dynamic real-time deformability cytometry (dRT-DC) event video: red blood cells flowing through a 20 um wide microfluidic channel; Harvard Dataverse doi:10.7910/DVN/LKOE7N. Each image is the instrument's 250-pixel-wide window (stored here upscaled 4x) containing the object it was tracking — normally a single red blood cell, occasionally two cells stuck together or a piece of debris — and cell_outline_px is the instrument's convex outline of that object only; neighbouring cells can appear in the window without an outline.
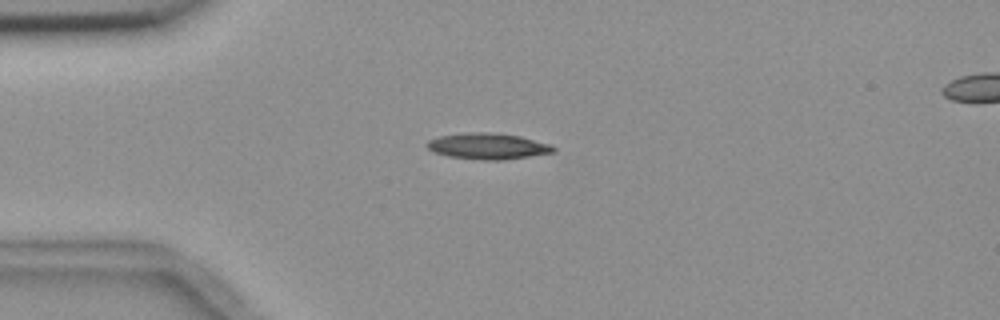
{"species": "common noctule bat (a hibernating species)", "species_latin": "Nyctalus noctula", "temperature_condition": "room temperature", "stored_images_in_passage": 9, "camera_frame_rate_fps": 3000, "um_per_image_px": 0.085, "animal": {"sex": "female", "body_mass_g": 18.4}, "frame": {"image": 1, "passage_image": 2, "time_ms": 1.333, "image_size_px": [1000, 320], "cell_outline_px": [[556, 152], [504, 160], [480, 160], [448, 156], [432, 152], [424, 144], [428, 140], [440, 136], [468, 132], [488, 132], [520, 136], [552, 144], [556, 148]], "centroid_in_image_um": [41.47, 12.43], "position_along_channel_um": 43.5, "area_um2": 19.42}}
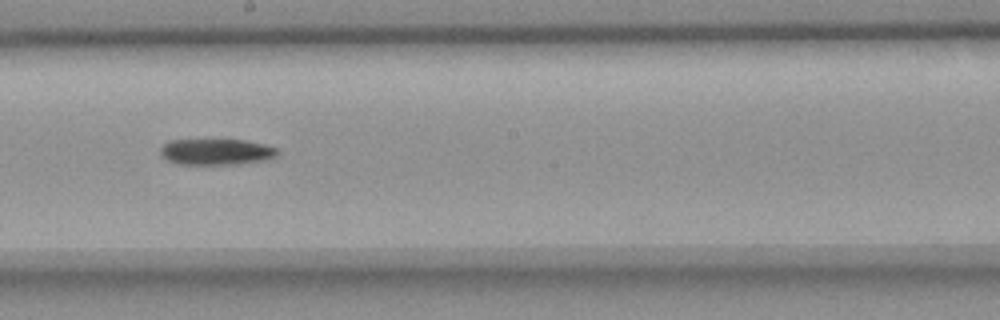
{"frame": {"image": 2, "passage_image": 7, "time_ms": 7.0, "image_size_px": [1000, 320], "cell_outline_px": [[280, 152], [276, 156], [268, 160], [236, 164], [176, 164], [160, 156], [160, 148], [168, 140], [244, 140], [264, 144], [276, 148]], "centroid_in_image_um": [18.38, 12.91], "position_along_channel_um": 229.8, "area_um2": 17.92}}
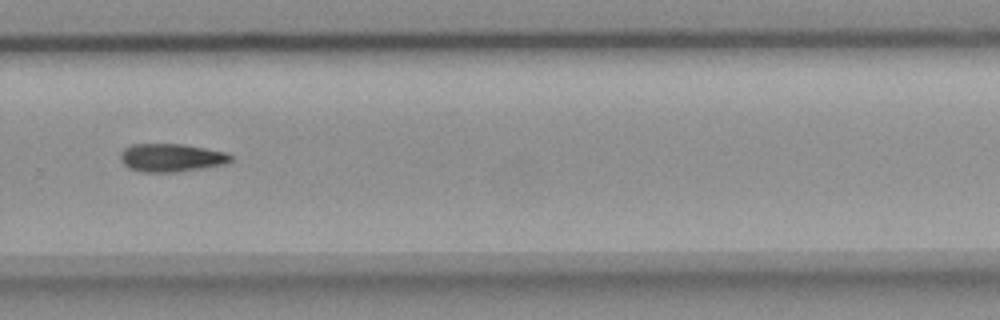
{"frame": {"image": 3, "passage_image": 9, "time_ms": 9.333, "image_size_px": [1000, 320], "cell_outline_px": [[232, 160], [228, 164], [204, 168], [176, 172], [144, 172], [128, 168], [120, 160], [120, 152], [124, 148], [132, 144], [184, 144], [228, 152], [232, 156]], "centroid_in_image_um": [14.59, 13.4], "position_along_channel_um": 315.2, "area_um2": 18.38}}